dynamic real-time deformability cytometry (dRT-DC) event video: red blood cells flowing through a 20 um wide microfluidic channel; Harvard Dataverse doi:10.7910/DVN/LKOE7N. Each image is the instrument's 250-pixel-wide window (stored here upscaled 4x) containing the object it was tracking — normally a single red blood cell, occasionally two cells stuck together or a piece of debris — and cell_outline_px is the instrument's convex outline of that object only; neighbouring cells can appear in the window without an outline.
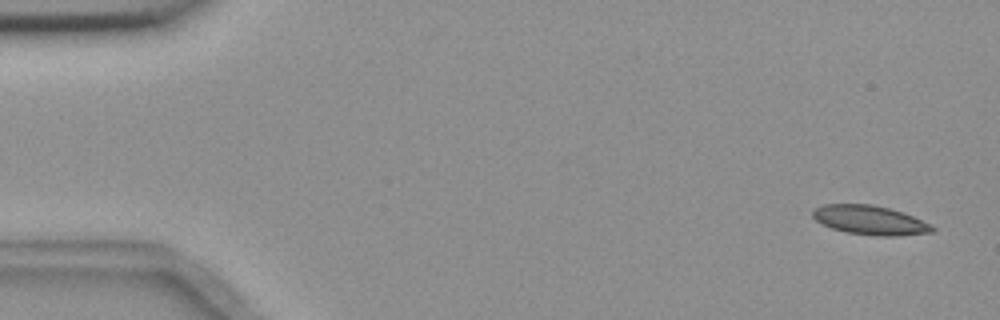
{"species": "common noctule bat (a hibernating species)", "species_latin": "Nyctalus noctula", "temperature_condition": "room temperature", "stored_images_in_passage": 5, "camera_frame_rate_fps": 3000, "um_per_image_px": 0.085, "animal": {"sex": "female", "body_mass_g": 18.4}, "frame": {"image": 1, "passage_image": 1, "time_ms": 0.0, "image_size_px": [1000, 320], "cell_outline_px": [[936, 228], [932, 232], [900, 236], [876, 236], [848, 232], [832, 228], [820, 224], [812, 216], [812, 212], [816, 208], [824, 204], [872, 204], [888, 208], [912, 216]], "centroid_in_image_um": [73.91, 18.72], "position_along_channel_um": 11.1, "area_um2": 20.11}}
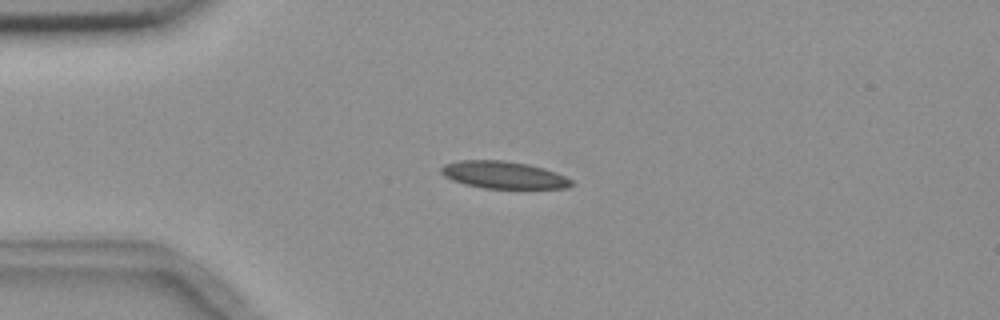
{"frame": {"image": 2, "passage_image": 4, "time_ms": 3.667, "image_size_px": [1000, 320], "cell_outline_px": [[572, 184], [564, 188], [484, 188], [464, 184], [452, 180], [444, 176], [440, 172], [440, 168], [444, 164], [460, 160], [504, 160], [528, 164], [544, 168], [564, 176], [572, 180]], "centroid_in_image_um": [42.75, 14.86], "position_along_channel_um": 42.3, "area_um2": 20.58}}